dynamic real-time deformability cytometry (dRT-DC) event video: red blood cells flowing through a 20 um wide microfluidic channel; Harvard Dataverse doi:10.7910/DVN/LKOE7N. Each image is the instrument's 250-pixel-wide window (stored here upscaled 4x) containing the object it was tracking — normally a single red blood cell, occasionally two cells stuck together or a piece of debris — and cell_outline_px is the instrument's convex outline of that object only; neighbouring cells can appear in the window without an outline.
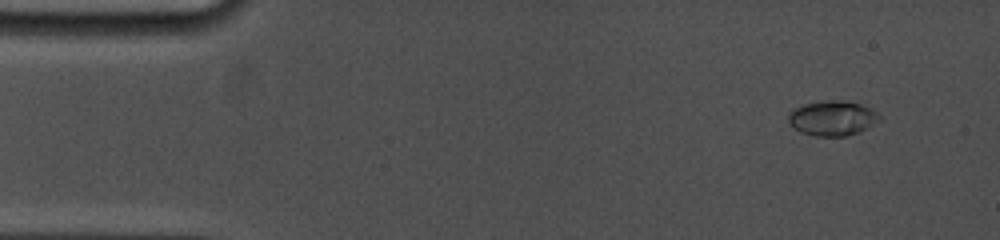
{"species": "common noctule bat (a hibernating species)", "species_latin": "Nyctalus noctula", "temperature_condition": "cold", "stored_images_in_passage": 16, "camera_frame_rate_fps": 5000, "um_per_image_px": 0.085, "animal": {"sex": "female", "body_mass_g": 19.0, "forearm_length_mm": 53.3}, "frame": {"image": 1, "passage_image": 2, "time_ms": 0.4, "image_size_px": [1000, 240], "cell_outline_px": [[880, 120], [860, 132], [844, 136], [816, 136], [800, 132], [788, 120], [788, 116], [792, 108], [804, 104], [828, 100], [844, 100], [860, 104], [876, 112], [880, 116]], "centroid_in_image_um": [70.75, 10.04], "position_along_channel_um": 14.3, "area_um2": 18.38}}
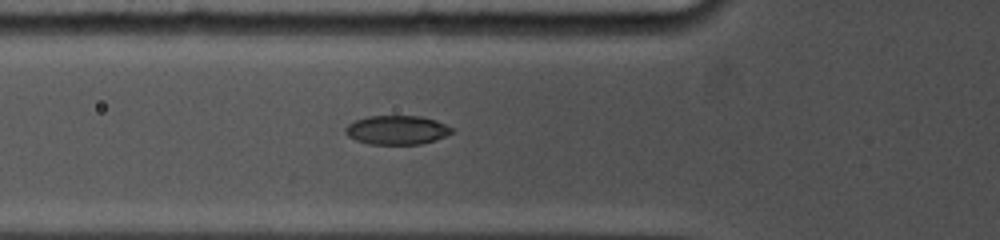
{"frame": {"image": 2, "passage_image": 10, "time_ms": 5.0, "image_size_px": [1000, 240], "cell_outline_px": [[456, 132], [436, 140], [420, 144], [368, 144], [356, 140], [348, 136], [344, 132], [344, 128], [348, 124], [356, 120], [368, 116], [420, 116], [436, 120], [452, 128]], "centroid_in_image_um": [33.74, 11.05], "position_along_channel_um": 92.1, "area_um2": 18.09}}
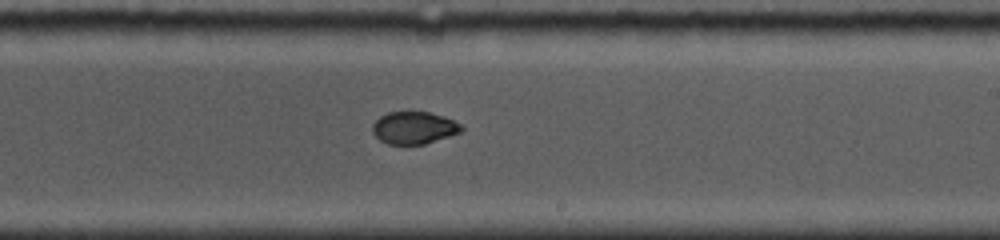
{"frame": {"image": 3, "passage_image": 16, "time_ms": 9.2, "image_size_px": [1000, 240], "cell_outline_px": [[464, 128], [460, 132], [424, 144], [388, 144], [380, 140], [372, 132], [372, 124], [380, 116], [388, 112], [428, 112], [444, 116], [460, 124]], "centroid_in_image_um": [35.16, 10.86], "position_along_channel_um": 253.8, "area_um2": 16.59}}